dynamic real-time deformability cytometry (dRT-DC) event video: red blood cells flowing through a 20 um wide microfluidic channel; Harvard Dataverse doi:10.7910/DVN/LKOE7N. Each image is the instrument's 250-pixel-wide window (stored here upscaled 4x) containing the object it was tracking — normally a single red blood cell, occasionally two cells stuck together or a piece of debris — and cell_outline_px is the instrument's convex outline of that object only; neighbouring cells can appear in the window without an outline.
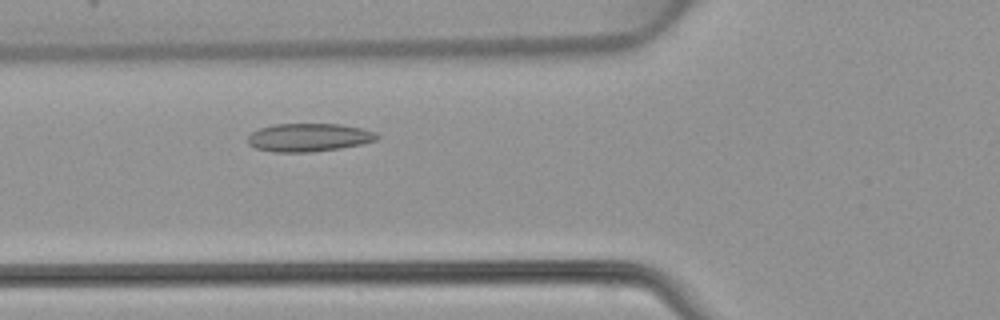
{"species": "common noctule bat (a hibernating species)", "species_latin": "Nyctalus noctula", "temperature_condition": "warm", "stored_images_in_passage": 41, "camera_frame_rate_fps": 3000, "um_per_image_px": 0.085, "animal": {"sex": "female", "body_mass_g": 22.7, "forearm_length_mm": 54.2}, "frame": {"image": 1, "passage_image": 11, "time_ms": 3.333, "image_size_px": [1000, 320], "cell_outline_px": [[380, 136], [376, 140], [360, 144], [340, 148], [308, 152], [272, 152], [256, 148], [248, 144], [248, 136], [252, 132], [260, 128], [276, 124], [340, 124], [360, 128], [376, 132]], "centroid_in_image_um": [26.24, 11.68], "position_along_channel_um": 99.6, "area_um2": 21.1}}
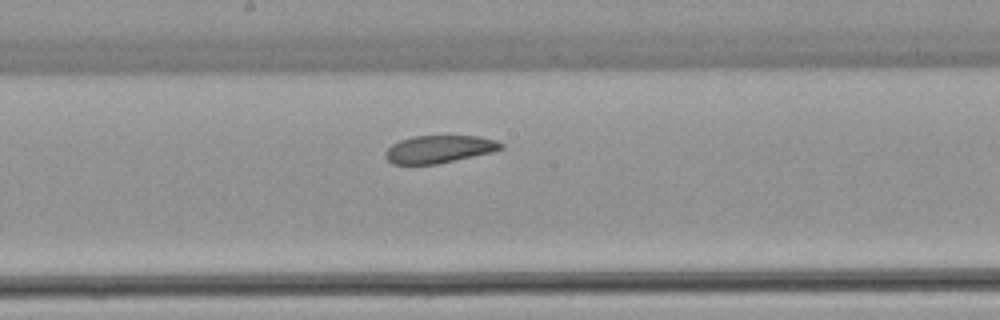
{"frame": {"image": 2, "passage_image": 19, "time_ms": 6.0, "image_size_px": [1000, 320], "cell_outline_px": [[504, 148], [492, 152], [436, 164], [392, 164], [384, 156], [384, 152], [392, 144], [400, 140], [412, 136], [476, 136], [496, 140], [504, 144]], "centroid_in_image_um": [37.31, 12.67], "position_along_channel_um": 210.9, "area_um2": 18.55}}
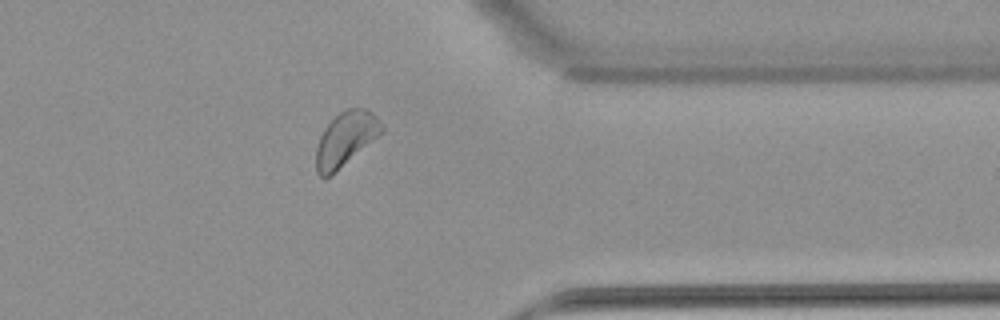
{"frame": {"image": 3, "passage_image": 32, "time_ms": 10.333, "image_size_px": [1000, 320], "cell_outline_px": [[384, 132], [328, 176], [320, 176], [316, 172], [316, 148], [320, 136], [324, 128], [340, 112], [348, 108], [364, 108], [372, 112], [384, 128]], "centroid_in_image_um": [29.38, 11.78], "position_along_channel_um": 382.0, "area_um2": 20.11}}